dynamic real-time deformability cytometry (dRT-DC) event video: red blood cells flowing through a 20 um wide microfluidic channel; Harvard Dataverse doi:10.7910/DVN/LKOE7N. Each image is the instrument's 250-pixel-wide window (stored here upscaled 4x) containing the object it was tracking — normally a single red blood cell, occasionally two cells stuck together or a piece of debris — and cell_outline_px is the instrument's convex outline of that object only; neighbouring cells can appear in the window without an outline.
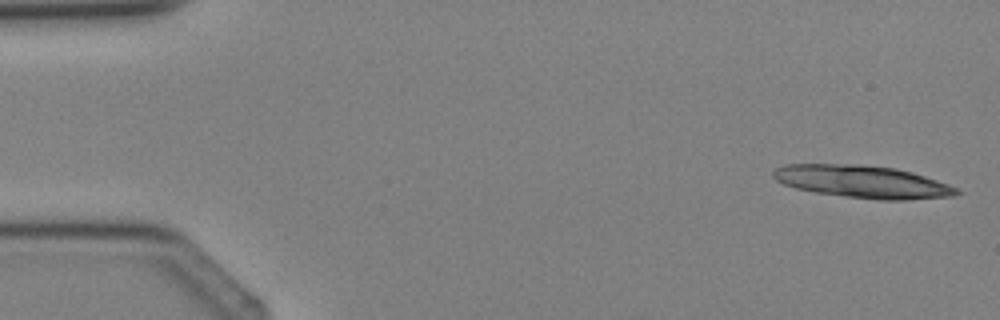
{"species": "Egyptian fruit bat (a non-hibernating species)", "species_latin": "Rousettus aegyptiacus", "temperature_condition": "cold", "stored_images_in_passage": 3, "camera_frame_rate_fps": 3000, "um_per_image_px": 0.085, "animal": {"sex": "female"}, "frame": {"image": 1, "passage_image": 3, "time_ms": 2.333, "image_size_px": [1000, 320], "cell_outline_px": [[960, 192], [952, 196], [908, 200], [876, 200], [844, 196], [816, 192], [796, 188], [784, 184], [776, 180], [772, 176], [772, 172], [776, 168], [784, 164], [864, 164], [896, 168], [912, 172], [960, 188]], "centroid_in_image_um": [73.32, 15.44], "position_along_channel_um": 11.7, "area_um2": 34.91}}